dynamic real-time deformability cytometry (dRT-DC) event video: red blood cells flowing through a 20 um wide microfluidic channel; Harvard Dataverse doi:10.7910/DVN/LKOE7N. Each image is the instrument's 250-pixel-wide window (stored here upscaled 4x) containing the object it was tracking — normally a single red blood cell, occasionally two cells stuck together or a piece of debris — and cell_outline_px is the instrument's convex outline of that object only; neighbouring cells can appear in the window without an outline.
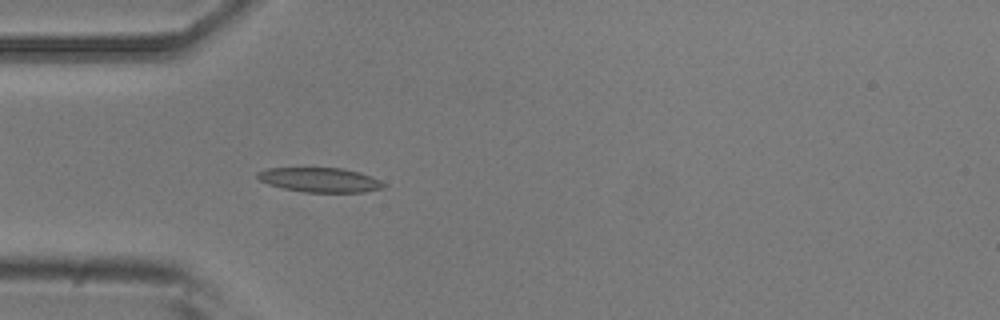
{"species": "common noctule bat (a hibernating species)", "species_latin": "Nyctalus noctula", "temperature_condition": "room temperature", "stored_images_in_passage": 52, "camera_frame_rate_fps": 3000, "um_per_image_px": 0.085, "animal": {"sex": "male", "body_mass_g": 20.5, "forearm_length_mm": 52.5}, "frame": {"image": 1, "passage_image": 15, "time_ms": 4.667, "image_size_px": [1000, 320], "cell_outline_px": [[388, 184], [384, 188], [364, 192], [304, 192], [284, 188], [268, 184], [260, 180], [256, 176], [256, 172], [268, 168], [344, 168], [360, 172], [372, 176]], "centroid_in_image_um": [27.24, 15.29], "position_along_channel_um": 57.8, "area_um2": 18.15}}
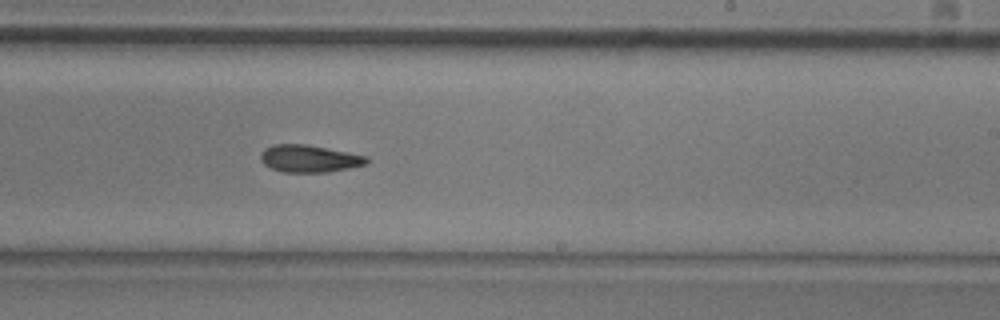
{"frame": {"image": 2, "passage_image": 31, "time_ms": 10.0, "image_size_px": [1000, 320], "cell_outline_px": [[368, 164], [328, 172], [280, 172], [264, 164], [260, 160], [260, 156], [264, 148], [272, 144], [304, 144], [348, 152], [368, 156]], "centroid_in_image_um": [26.27, 13.48], "position_along_channel_um": 262.7, "area_um2": 16.88}}
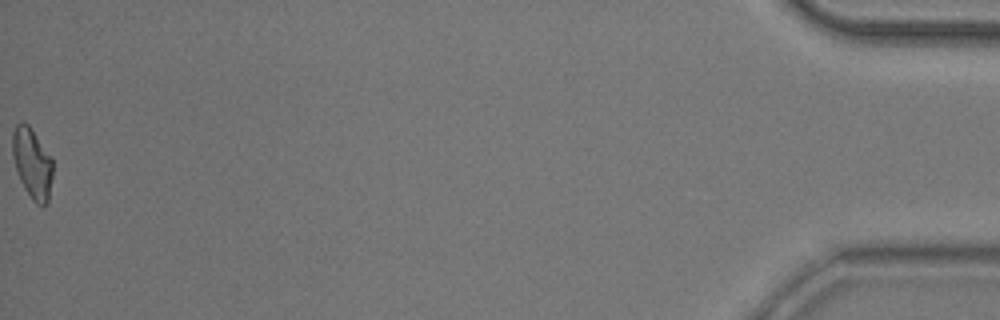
{"frame": {"image": 3, "passage_image": 52, "time_ms": 17.0, "image_size_px": [1000, 320], "cell_outline_px": [[52, 176], [48, 200], [44, 204], [36, 204], [32, 200], [24, 188], [16, 172], [12, 156], [12, 132], [16, 124], [28, 124], [52, 160]], "centroid_in_image_um": [2.7, 13.9], "position_along_channel_um": 432.5, "area_um2": 16.18}, "authors_computed_cell_mechanics": {"area_um2": 16.9354, "velocity_mm_per_s": 3.8822, "shape_relaxation_time_tau1_ms": 8.2919, "shape_relaxation_time_tau2_ms": null, "deformation_change_tau1": 0.1672, "deformation_change_tau2": null}}